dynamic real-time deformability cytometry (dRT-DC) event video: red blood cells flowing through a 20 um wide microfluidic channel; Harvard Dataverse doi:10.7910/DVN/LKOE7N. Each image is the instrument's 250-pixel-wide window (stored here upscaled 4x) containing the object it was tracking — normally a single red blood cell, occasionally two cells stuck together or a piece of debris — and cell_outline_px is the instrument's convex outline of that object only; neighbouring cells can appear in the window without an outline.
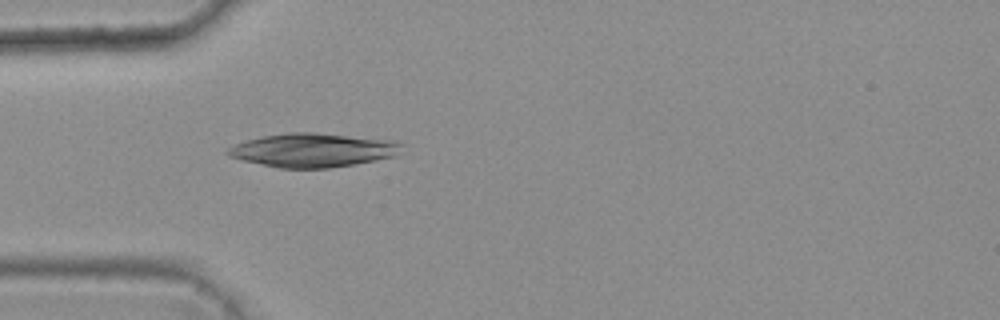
{"species": "common noctule bat (a hibernating species)", "species_latin": "Nyctalus noctula", "temperature_condition": "warm", "stored_images_in_passage": 32, "camera_frame_rate_fps": 3000, "um_per_image_px": 0.085, "animal": {"sex": "female", "body_mass_g": 25.1}, "frame": {"image": 1, "passage_image": 1, "time_ms": 0.0, "image_size_px": [1000, 320], "cell_outline_px": [[400, 144], [392, 156], [376, 160], [328, 168], [280, 168], [240, 160], [228, 156], [224, 152], [228, 148], [236, 144], [260, 136], [288, 132], [316, 132], [396, 140]], "centroid_in_image_um": [26.5, 12.75], "position_along_channel_um": 58.5, "area_um2": 34.04}}
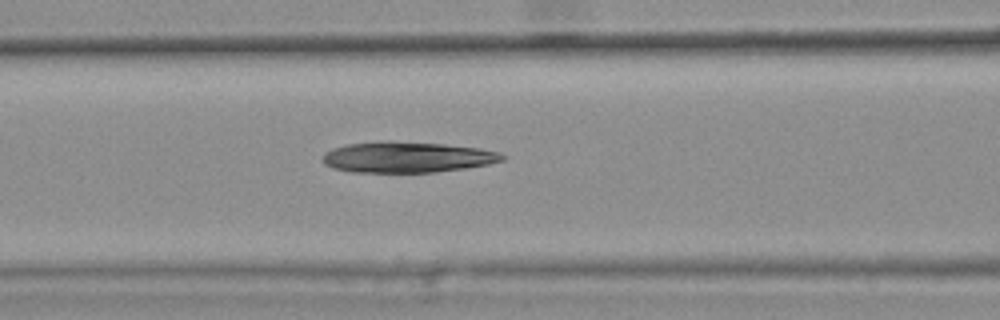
{"frame": {"image": 2, "passage_image": 7, "time_ms": 2.0, "image_size_px": [1000, 320], "cell_outline_px": [[508, 156], [504, 160], [488, 164], [464, 168], [436, 172], [352, 172], [332, 168], [324, 164], [320, 160], [320, 156], [324, 152], [332, 148], [348, 144], [380, 140], [388, 140], [444, 144], [480, 148], [500, 152]], "centroid_in_image_um": [34.56, 13.35], "position_along_channel_um": 132.0, "area_um2": 32.77}}
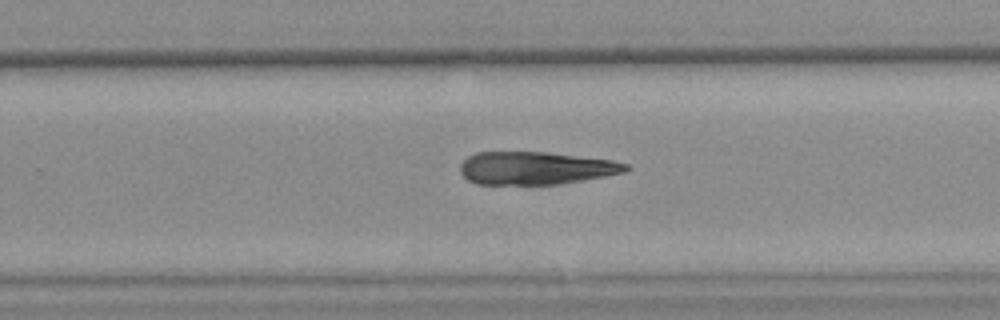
{"frame": {"image": 3, "passage_image": 19, "time_ms": 6.0, "image_size_px": [1000, 320], "cell_outline_px": [[632, 168], [624, 172], [604, 176], [560, 184], [476, 184], [468, 180], [460, 172], [460, 164], [468, 156], [476, 152], [548, 152], [612, 160], [628, 164]], "centroid_in_image_um": [45.53, 14.28], "position_along_channel_um": 284.3, "area_um2": 31.67}}